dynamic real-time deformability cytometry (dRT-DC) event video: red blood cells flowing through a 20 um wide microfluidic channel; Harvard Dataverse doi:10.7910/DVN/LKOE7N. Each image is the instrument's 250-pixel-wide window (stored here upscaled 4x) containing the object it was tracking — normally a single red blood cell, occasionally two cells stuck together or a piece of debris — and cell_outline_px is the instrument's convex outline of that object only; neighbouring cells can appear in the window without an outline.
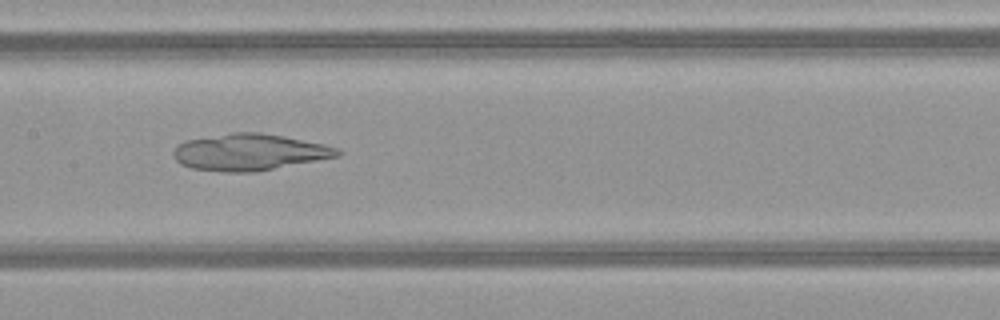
{"species": "common noctule bat (a hibernating species)", "species_latin": "Nyctalus noctula", "temperature_condition": "warm", "stored_images_in_passage": 44, "camera_frame_rate_fps": 3000, "um_per_image_px": 0.085, "animal": {"sex": "female", "body_mass_g": 21.9}, "frame": {"image": 1, "passage_image": 25, "time_ms": 8.0, "image_size_px": [1000, 320], "cell_outline_px": [[344, 152], [340, 156], [256, 172], [224, 172], [192, 168], [180, 164], [172, 156], [172, 152], [184, 140], [232, 132], [260, 132], [284, 136], [324, 144], [340, 148]], "centroid_in_image_um": [21.23, 12.93], "position_along_channel_um": 186.2, "area_um2": 35.26}}
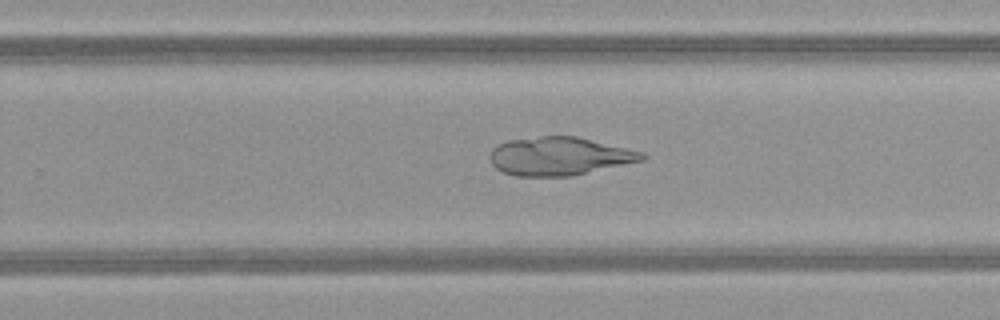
{"frame": {"image": 2, "passage_image": 32, "time_ms": 10.333, "image_size_px": [1000, 320], "cell_outline_px": [[648, 156], [644, 160], [572, 176], [516, 176], [504, 172], [496, 168], [492, 164], [492, 148], [496, 144], [508, 140], [540, 136], [576, 136], [644, 152]], "centroid_in_image_um": [47.57, 13.27], "position_along_channel_um": 282.2, "area_um2": 33.87}}
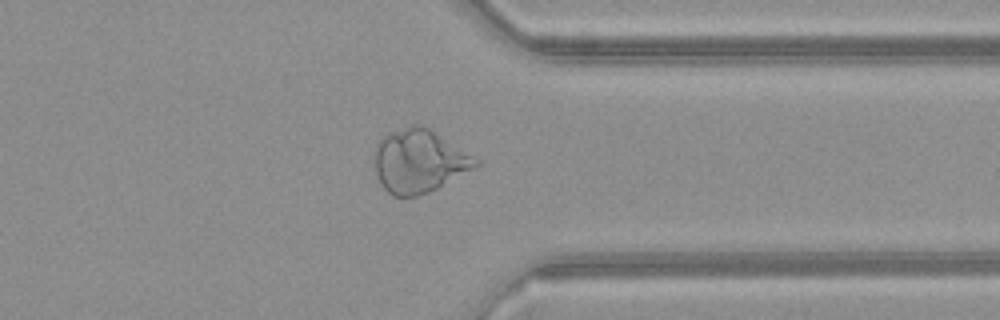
{"frame": {"image": 3, "passage_image": 39, "time_ms": 12.667, "image_size_px": [1000, 320], "cell_outline_px": [[480, 164], [476, 168], [428, 192], [416, 196], [392, 196], [384, 188], [376, 172], [376, 144], [388, 132], [412, 124], [424, 124], [480, 160]], "centroid_in_image_um": [35.65, 13.66], "position_along_channel_um": 375.7, "area_um2": 37.17}}